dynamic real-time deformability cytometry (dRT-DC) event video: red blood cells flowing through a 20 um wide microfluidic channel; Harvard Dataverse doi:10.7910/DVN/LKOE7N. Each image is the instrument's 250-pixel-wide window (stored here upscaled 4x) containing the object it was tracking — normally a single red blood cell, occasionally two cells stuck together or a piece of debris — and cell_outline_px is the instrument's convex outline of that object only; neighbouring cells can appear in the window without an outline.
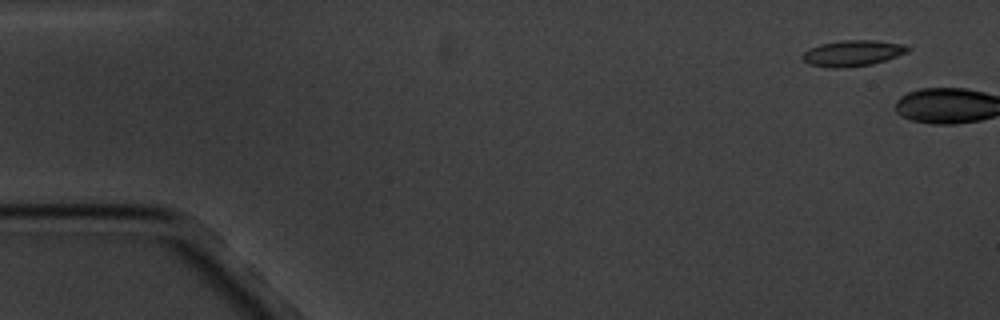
{"species": "common noctule bat (a hibernating species)", "species_latin": "Nyctalus noctula", "temperature_condition": "cold", "stored_images_in_passage": 2, "camera_frame_rate_fps": 3000, "um_per_image_px": 0.085, "animal": {"sex": "male", "body_mass_g": 20.1, "forearm_length_mm": 53.5}, "frame": {"image": 1, "passage_image": 1, "time_ms": 0.0, "image_size_px": [1000, 320], "cell_outline_px": [[912, 48], [908, 52], [872, 64], [844, 68], [828, 68], [808, 64], [800, 56], [808, 48], [820, 44], [840, 40], [876, 40], [904, 44]], "centroid_in_image_um": [72.45, 4.52], "position_along_channel_um": 12.6, "area_um2": 16.13}}